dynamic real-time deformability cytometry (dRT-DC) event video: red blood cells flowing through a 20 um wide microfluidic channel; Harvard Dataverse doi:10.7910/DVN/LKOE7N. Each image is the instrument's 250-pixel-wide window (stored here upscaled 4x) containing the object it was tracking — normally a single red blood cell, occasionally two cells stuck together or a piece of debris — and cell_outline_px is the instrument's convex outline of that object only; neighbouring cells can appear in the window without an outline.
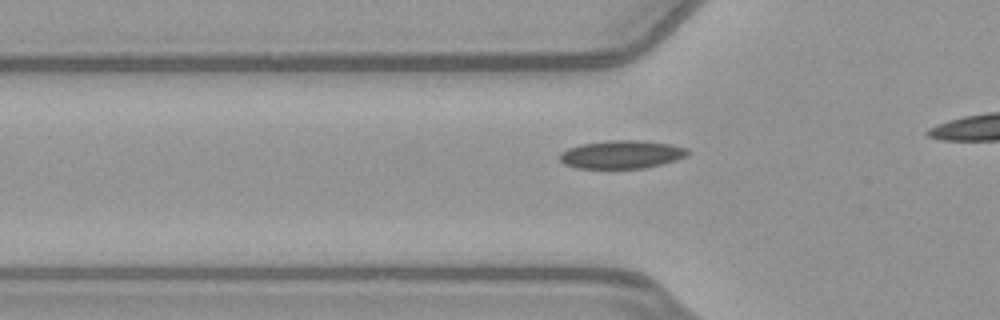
{"species": "common noctule bat (a hibernating species)", "species_latin": "Nyctalus noctula", "temperature_condition": "warm", "stored_images_in_passage": 15, "camera_frame_rate_fps": 3000, "um_per_image_px": 0.085, "animal": {"sex": "female", "body_mass_g": 21.9}, "frame": {"image": 1, "passage_image": 3, "time_ms": 0.667, "image_size_px": [1000, 320], "cell_outline_px": [[692, 152], [688, 156], [676, 160], [644, 168], [576, 168], [564, 164], [560, 160], [560, 152], [568, 148], [580, 144], [608, 140], [636, 140], [668, 144], [688, 148]], "centroid_in_image_um": [52.84, 13.13], "position_along_channel_um": 73.0, "area_um2": 21.04}}
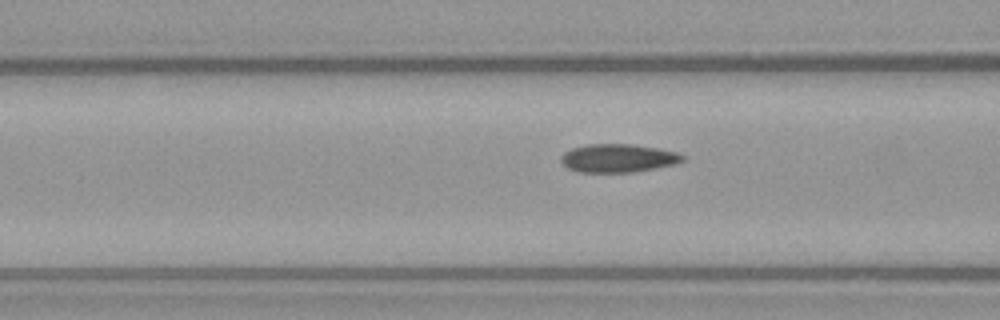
{"frame": {"image": 2, "passage_image": 6, "time_ms": 1.667, "image_size_px": [1000, 320], "cell_outline_px": [[684, 160], [676, 164], [656, 168], [632, 172], [580, 172], [568, 168], [560, 160], [560, 156], [564, 152], [572, 148], [588, 144], [632, 144], [656, 148], [676, 152], [684, 156]], "centroid_in_image_um": [52.52, 13.44], "position_along_channel_um": 114.1, "area_um2": 20.0}}
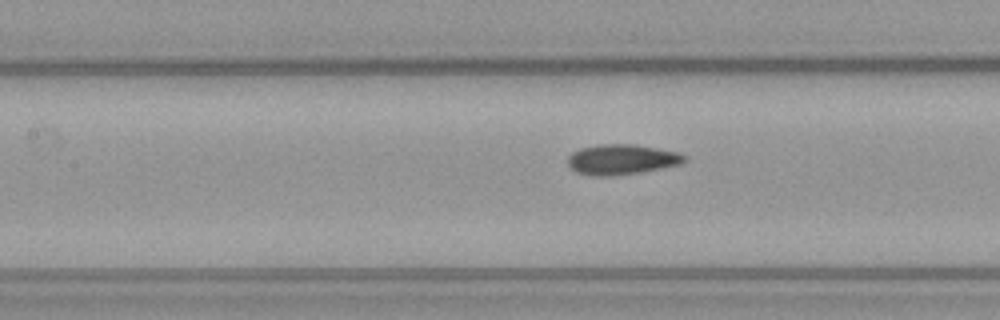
{"frame": {"image": 3, "passage_image": 9, "time_ms": 2.667, "image_size_px": [1000, 320], "cell_outline_px": [[688, 160], [680, 164], [640, 172], [612, 176], [592, 176], [576, 172], [568, 164], [568, 156], [572, 152], [580, 148], [600, 144], [632, 144], [680, 152], [688, 156]], "centroid_in_image_um": [52.86, 13.55], "position_along_channel_um": 154.5, "area_um2": 20.63}}